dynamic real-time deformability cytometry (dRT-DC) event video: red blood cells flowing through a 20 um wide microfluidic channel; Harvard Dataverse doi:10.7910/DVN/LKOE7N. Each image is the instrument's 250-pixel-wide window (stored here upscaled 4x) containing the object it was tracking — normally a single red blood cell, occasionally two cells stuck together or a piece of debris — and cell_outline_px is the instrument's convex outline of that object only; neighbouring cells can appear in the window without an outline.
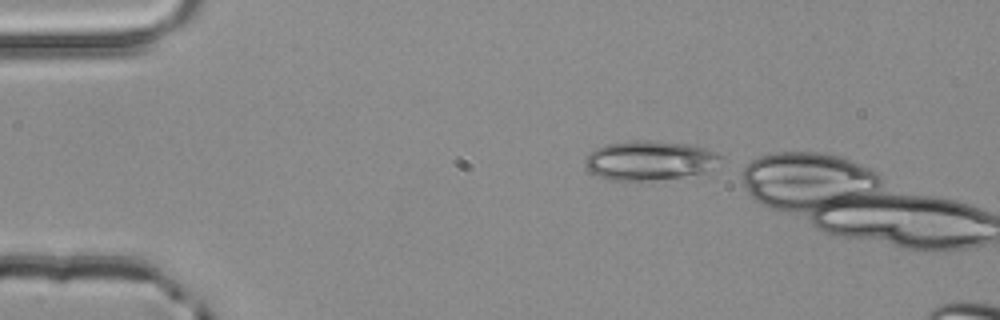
{"species": "common noctule bat (a hibernating species)", "species_latin": "Nyctalus noctula", "temperature_condition": "room temperature", "stored_images_in_passage": 2, "camera_frame_rate_fps": 3000, "um_per_image_px": 0.085, "animal": {"sex": "male", "body_mass_g": 20.4}, "frame": {"image": 1, "passage_image": 1, "time_ms": 0.0, "image_size_px": [1000, 320], "cell_outline_px": [[724, 160], [704, 172], [680, 176], [648, 180], [612, 180], [600, 176], [592, 172], [584, 164], [584, 160], [596, 148], [608, 144], [632, 140], [652, 140], [688, 144], [704, 148], [716, 152], [724, 156]], "centroid_in_image_um": [55.25, 13.61], "position_along_channel_um": 29.7, "area_um2": 30.75}}